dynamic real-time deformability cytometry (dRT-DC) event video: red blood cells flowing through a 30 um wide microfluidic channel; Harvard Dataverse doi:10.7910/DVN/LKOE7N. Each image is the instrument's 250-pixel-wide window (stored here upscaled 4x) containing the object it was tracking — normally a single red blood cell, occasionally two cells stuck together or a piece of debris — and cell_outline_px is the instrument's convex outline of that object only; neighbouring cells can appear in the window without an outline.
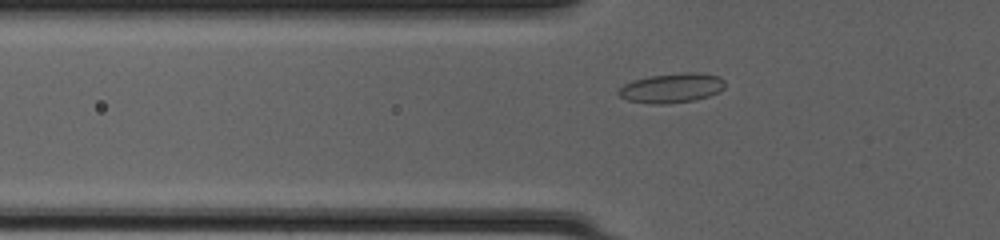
{"species": "common noctule bat (a hibernating species)", "species_latin": "Nyctalus noctula", "temperature_condition": "cold", "stored_images_in_passage": 41, "camera_frame_rate_fps": 3000, "um_per_image_px": 0.085, "animal": {"sex": "female", "body_mass_g": 20.0, "forearm_length_mm": 54.0}, "frame": {"image": 1, "passage_image": 9, "time_ms": 2.667, "image_size_px": [1000, 240], "cell_outline_px": [[724, 88], [720, 92], [708, 96], [692, 100], [664, 104], [652, 104], [628, 100], [620, 96], [616, 92], [624, 84], [632, 80], [648, 76], [680, 72], [700, 72], [720, 76], [724, 80]], "centroid_in_image_um": [57.1, 7.46], "position_along_channel_um": 68.7, "area_um2": 18.5}}
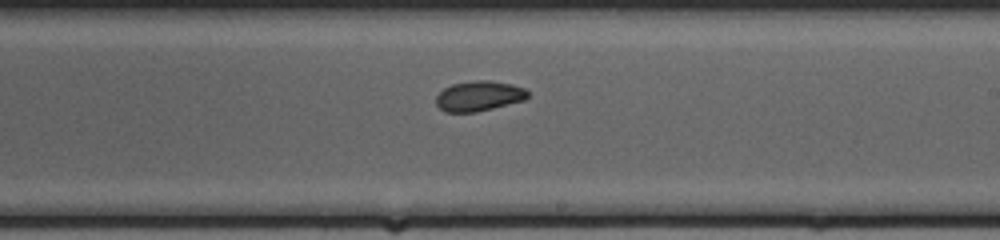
{"frame": {"image": 2, "passage_image": 22, "time_ms": 7.0, "image_size_px": [1000, 240], "cell_outline_px": [[528, 96], [524, 100], [476, 112], [444, 112], [436, 104], [436, 96], [444, 88], [452, 84], [472, 80], [488, 80], [512, 84], [524, 88], [528, 92]], "centroid_in_image_um": [40.69, 8.15], "position_along_channel_um": 248.3, "area_um2": 16.07}}
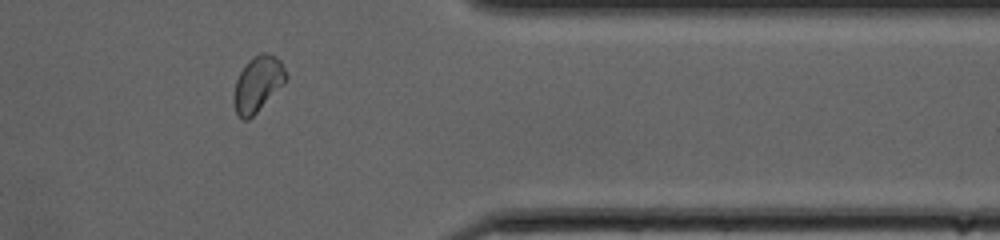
{"frame": {"image": 3, "passage_image": 33, "time_ms": 10.667, "image_size_px": [1000, 240], "cell_outline_px": [[288, 76], [284, 84], [248, 120], [244, 120], [236, 112], [236, 80], [240, 72], [248, 60], [252, 56], [260, 52], [268, 52], [276, 56], [280, 60]], "centroid_in_image_um": [21.96, 7.06], "position_along_channel_um": 389.4, "area_um2": 16.47}, "authors_computed_cell_mechanics": {"area_um2": 16.5886, "velocity_mm_per_s": 4.1748, "shape_relaxation_time_tau1_ms": 3.7303, "shape_relaxation_time_tau2_ms": 1.9613, "deformation_change_tau1": 0.1153, "deformation_change_tau2": 0.0653}}